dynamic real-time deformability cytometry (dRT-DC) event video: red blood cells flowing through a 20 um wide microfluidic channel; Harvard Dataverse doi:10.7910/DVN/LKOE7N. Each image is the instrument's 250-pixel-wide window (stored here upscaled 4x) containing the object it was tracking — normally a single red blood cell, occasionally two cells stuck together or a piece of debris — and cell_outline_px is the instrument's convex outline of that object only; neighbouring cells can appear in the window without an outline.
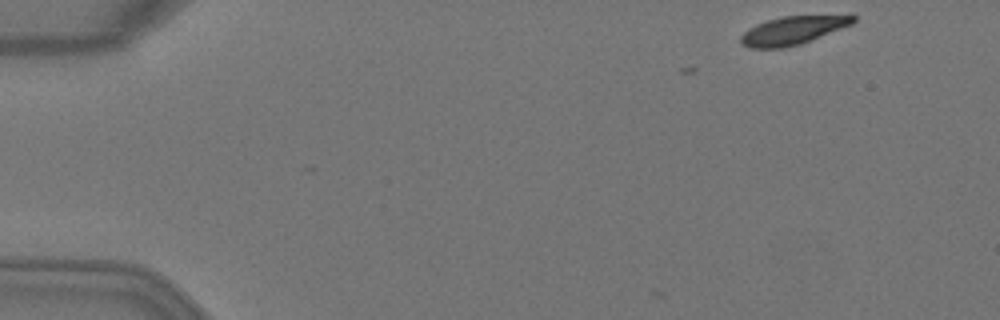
{"species": "Egyptian fruit bat (a non-hibernating species)", "species_latin": "Rousettus aegyptiacus", "temperature_condition": "warm", "stored_images_in_passage": 3, "camera_frame_rate_fps": 3000, "um_per_image_px": 0.085, "animal": {"sex": "female"}, "frame": {"image": 1, "passage_image": 1, "time_ms": 0.0, "image_size_px": [1000, 320], "cell_outline_px": [[856, 20], [852, 24], [800, 44], [784, 48], [748, 48], [740, 44], [740, 36], [744, 32], [756, 24], [768, 20], [784, 16], [852, 12], [856, 16]], "centroid_in_image_um": [67.49, 2.53], "position_along_channel_um": 17.5, "area_um2": 19.19}}